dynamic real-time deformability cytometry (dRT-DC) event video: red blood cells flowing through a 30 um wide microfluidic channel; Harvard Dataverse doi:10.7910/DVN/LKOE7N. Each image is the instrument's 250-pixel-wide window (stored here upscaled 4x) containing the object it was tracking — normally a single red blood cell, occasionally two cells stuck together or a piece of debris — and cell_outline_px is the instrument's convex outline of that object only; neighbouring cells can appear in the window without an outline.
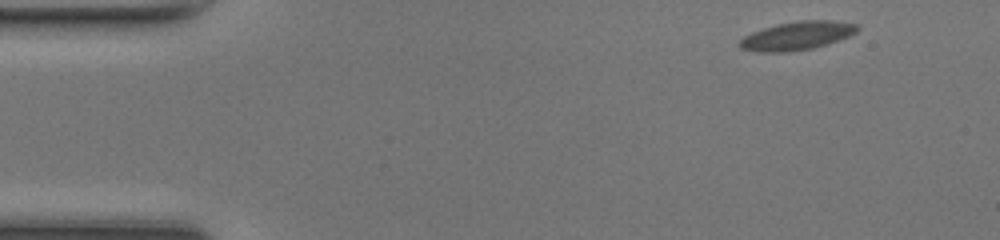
{"species": "common noctule bat (a hibernating species)", "species_latin": "Nyctalus noctula", "temperature_condition": "room temperature", "stored_images_in_passage": 46, "camera_frame_rate_fps": 3000, "um_per_image_px": 0.085, "animal": {"sex": "female", "body_mass_g": 17.0, "forearm_length_mm": 48.0}, "frame": {"image": 1, "passage_image": 1, "time_ms": 0.0, "image_size_px": [1000, 240], "cell_outline_px": [[860, 28], [856, 32], [848, 36], [828, 44], [812, 48], [784, 52], [764, 52], [740, 48], [740, 40], [744, 36], [752, 32], [776, 24], [800, 20], [828, 20], [856, 24]], "centroid_in_image_um": [67.76, 3.03], "position_along_channel_um": 17.2, "area_um2": 19.25}}
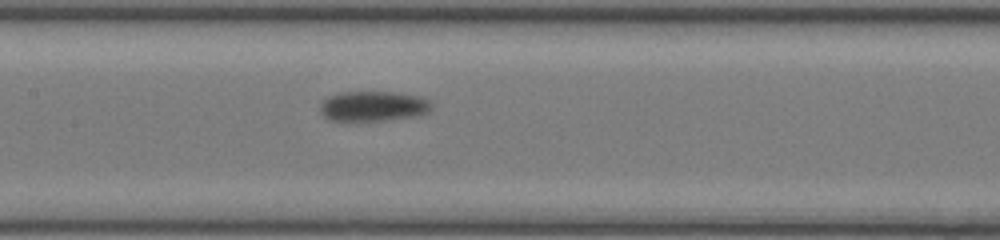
{"frame": {"image": 2, "passage_image": 20, "time_ms": 6.333, "image_size_px": [1000, 240], "cell_outline_px": [[432, 108], [428, 112], [408, 116], [384, 120], [328, 120], [320, 112], [320, 104], [328, 96], [344, 92], [392, 92], [416, 96], [428, 100], [432, 104]], "centroid_in_image_um": [31.67, 9.01], "position_along_channel_um": 175.7, "area_um2": 19.07}}
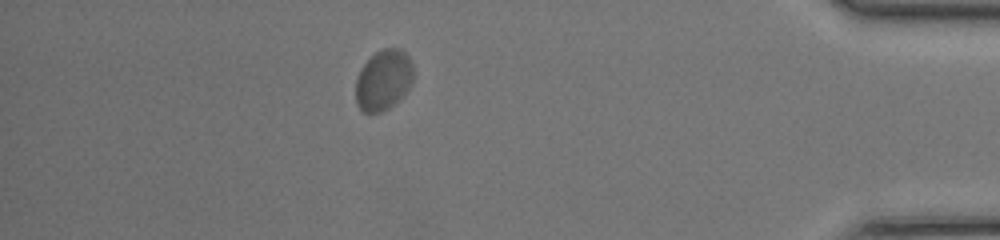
{"frame": {"image": 3, "passage_image": 40, "time_ms": 13.0, "image_size_px": [1000, 240], "cell_outline_px": [[412, 80], [408, 88], [400, 100], [396, 104], [380, 112], [364, 112], [356, 104], [356, 80], [364, 64], [376, 52], [384, 48], [400, 48], [408, 56], [412, 64]], "centroid_in_image_um": [32.6, 6.81], "position_along_channel_um": 402.6, "area_um2": 20.11}, "authors_computed_cell_mechanics": {"area_um2": 19.2185, "velocity_mm_per_s": 4.1392, "shape_relaxation_time_tau1_ms": 1.6388, "shape_relaxation_time_tau2_ms": null, "deformation_change_tau1": 0.0827, "deformation_change_tau2": null}}